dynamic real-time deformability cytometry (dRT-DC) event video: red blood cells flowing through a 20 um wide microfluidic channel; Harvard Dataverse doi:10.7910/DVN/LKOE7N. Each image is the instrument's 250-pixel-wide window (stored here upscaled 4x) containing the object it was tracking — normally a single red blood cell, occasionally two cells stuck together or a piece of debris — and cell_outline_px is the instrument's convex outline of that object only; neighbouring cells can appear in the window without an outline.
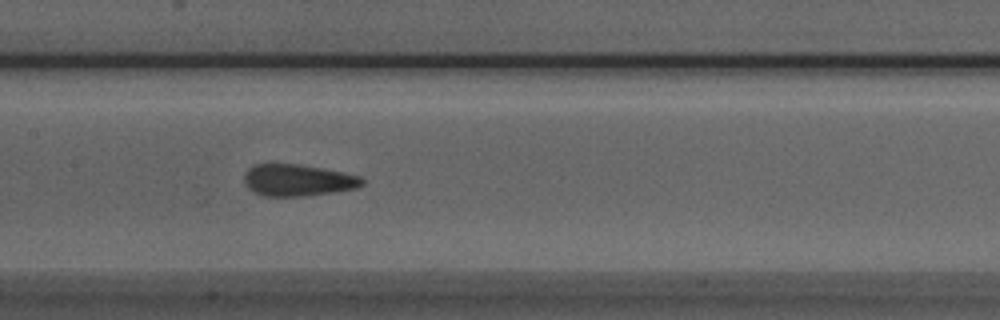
{"species": "Egyptian fruit bat (a non-hibernating species)", "species_latin": "Rousettus aegyptiacus", "temperature_condition": "room temperature", "stored_images_in_passage": 30, "camera_frame_rate_fps": 3000, "um_per_image_px": 0.085, "animal": {"sex": "male"}, "frame": {"image": 1, "passage_image": 15, "time_ms": 4.667, "image_size_px": [1000, 320], "cell_outline_px": [[364, 184], [356, 188], [332, 192], [304, 196], [264, 196], [248, 188], [244, 184], [244, 172], [252, 164], [268, 160], [300, 164], [360, 176], [364, 180]], "centroid_in_image_um": [25.2, 15.27], "position_along_channel_um": 182.2, "area_um2": 22.43}, "authors_computed_cell_mechanics": {"area_um2": 21.5594, "velocity_mm_per_s": 3.9637, "shape_relaxation_time_tau1_ms": 6.9476, "shape_relaxation_time_tau2_ms": null, "deformation_change_tau1": 0.217, "deformation_change_tau2": null}}